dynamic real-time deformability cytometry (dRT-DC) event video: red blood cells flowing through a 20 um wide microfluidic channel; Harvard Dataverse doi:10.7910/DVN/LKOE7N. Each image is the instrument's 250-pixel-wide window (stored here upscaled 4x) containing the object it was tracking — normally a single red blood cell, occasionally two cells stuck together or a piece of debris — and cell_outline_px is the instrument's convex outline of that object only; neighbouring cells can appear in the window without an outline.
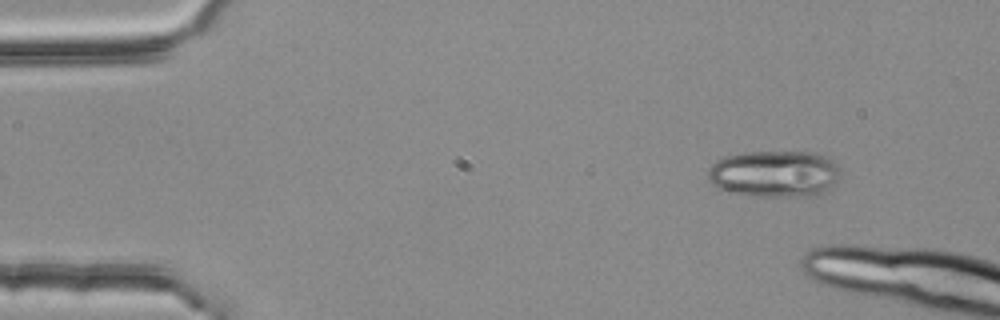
{"species": "common noctule bat (a hibernating species)", "species_latin": "Nyctalus noctula", "temperature_condition": "room temperature", "stored_images_in_passage": 3, "camera_frame_rate_fps": 3000, "um_per_image_px": 0.085, "animal": {"sex": "female", "body_mass_g": 25.1}, "frame": {"image": 1, "passage_image": 3, "time_ms": 0.667, "image_size_px": [1000, 320], "cell_outline_px": [[844, 172], [828, 192], [816, 196], [756, 196], [732, 192], [716, 188], [708, 180], [708, 168], [716, 160], [728, 156], [744, 152], [816, 152], [828, 156]], "centroid_in_image_um": [65.9, 14.77], "position_along_channel_um": 19.1, "area_um2": 36.7}}